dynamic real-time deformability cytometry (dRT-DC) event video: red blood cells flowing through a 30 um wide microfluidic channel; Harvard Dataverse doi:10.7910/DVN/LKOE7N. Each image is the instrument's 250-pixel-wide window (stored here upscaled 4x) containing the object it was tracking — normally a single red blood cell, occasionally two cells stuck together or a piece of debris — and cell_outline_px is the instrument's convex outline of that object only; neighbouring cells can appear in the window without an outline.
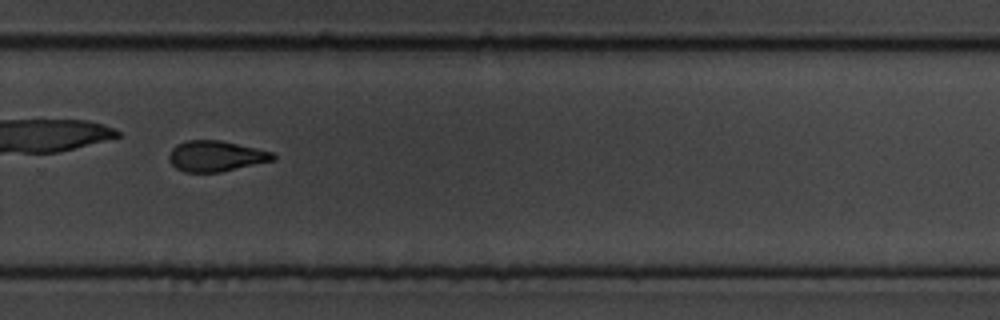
{"species": "common noctule bat (a hibernating species)", "species_latin": "Nyctalus noctula", "temperature_condition": "cold", "stored_images_in_passage": 59, "camera_frame_rate_fps": 3000, "um_per_image_px": 0.085, "animal": {"sex": "male", "body_mass_g": 19.5, "forearm_length_mm": 54.6}, "frame": {"image": 1, "passage_image": 42, "time_ms": 13.667, "image_size_px": [1000, 320], "cell_outline_px": [[276, 160], [220, 172], [184, 172], [176, 168], [168, 160], [168, 156], [172, 148], [176, 144], [184, 140], [220, 140], [272, 152], [276, 156]], "centroid_in_image_um": [18.32, 13.27], "position_along_channel_um": 311.5, "area_um2": 18.67}, "authors_computed_cell_mechanics": {"area_um2": 18.8428, "velocity_mm_per_s": 3.3724, "shape_relaxation_time_tau1_ms": 3.4626, "shape_relaxation_time_tau2_ms": 5.1615, "deformation_change_tau1": 0.1503, "deformation_change_tau2": 0.1106}}